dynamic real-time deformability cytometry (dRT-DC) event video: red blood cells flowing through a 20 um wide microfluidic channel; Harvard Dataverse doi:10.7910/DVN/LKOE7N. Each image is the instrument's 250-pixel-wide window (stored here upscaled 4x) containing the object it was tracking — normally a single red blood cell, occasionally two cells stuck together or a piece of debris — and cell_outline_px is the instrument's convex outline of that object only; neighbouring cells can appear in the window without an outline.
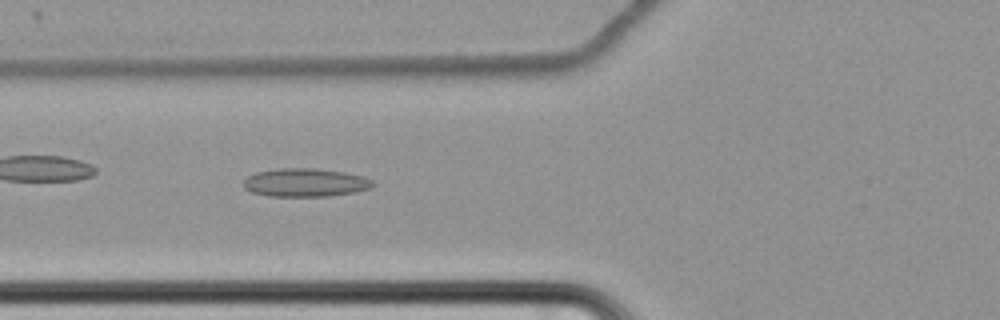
{"species": "common noctule bat (a hibernating species)", "species_latin": "Nyctalus noctula", "temperature_condition": "cold", "stored_images_in_passage": 43, "camera_frame_rate_fps": 3000, "um_per_image_px": 0.085, "animal": {"sex": "female", "body_mass_g": 22.7, "forearm_length_mm": 54.2}, "frame": {"image": 1, "passage_image": 6, "time_ms": 1.667, "image_size_px": [1000, 320], "cell_outline_px": [[376, 184], [372, 188], [352, 192], [328, 196], [268, 196], [252, 192], [244, 188], [244, 180], [248, 176], [256, 172], [280, 168], [316, 168], [344, 172], [364, 176], [372, 180]], "centroid_in_image_um": [25.97, 15.51], "position_along_channel_um": 99.8, "area_um2": 21.39}}
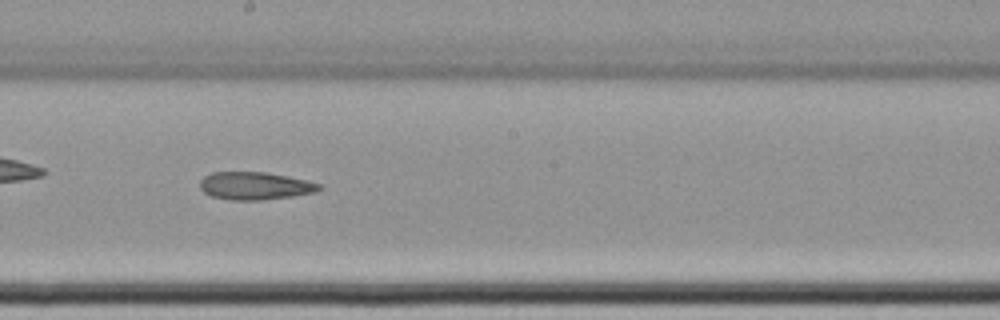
{"frame": {"image": 2, "passage_image": 17, "time_ms": 5.333, "image_size_px": [1000, 320], "cell_outline_px": [[324, 188], [316, 192], [292, 196], [260, 200], [232, 200], [212, 196], [204, 192], [200, 188], [200, 180], [204, 176], [212, 172], [268, 172], [288, 176], [320, 184]], "centroid_in_image_um": [21.68, 15.79], "position_along_channel_um": 226.5, "area_um2": 19.25}}
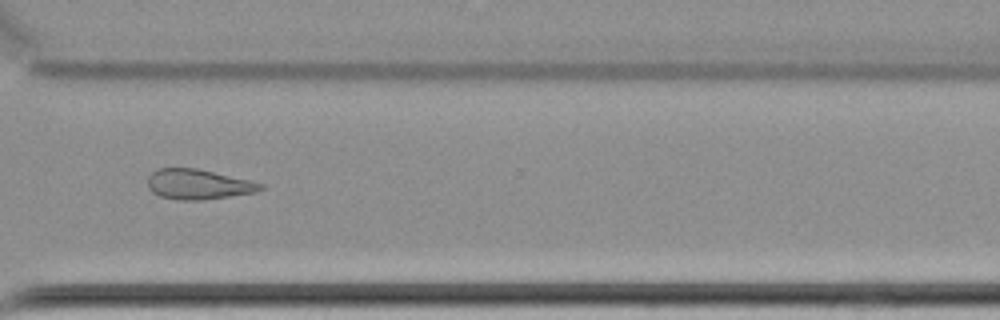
{"frame": {"image": 3, "passage_image": 28, "time_ms": 9.0, "image_size_px": [1000, 320], "cell_outline_px": [[264, 188], [256, 192], [204, 200], [176, 200], [160, 196], [152, 192], [148, 188], [148, 176], [156, 168], [196, 168], [248, 180], [264, 184]], "centroid_in_image_um": [16.81, 15.67], "position_along_channel_um": 353.8, "area_um2": 19.77}}